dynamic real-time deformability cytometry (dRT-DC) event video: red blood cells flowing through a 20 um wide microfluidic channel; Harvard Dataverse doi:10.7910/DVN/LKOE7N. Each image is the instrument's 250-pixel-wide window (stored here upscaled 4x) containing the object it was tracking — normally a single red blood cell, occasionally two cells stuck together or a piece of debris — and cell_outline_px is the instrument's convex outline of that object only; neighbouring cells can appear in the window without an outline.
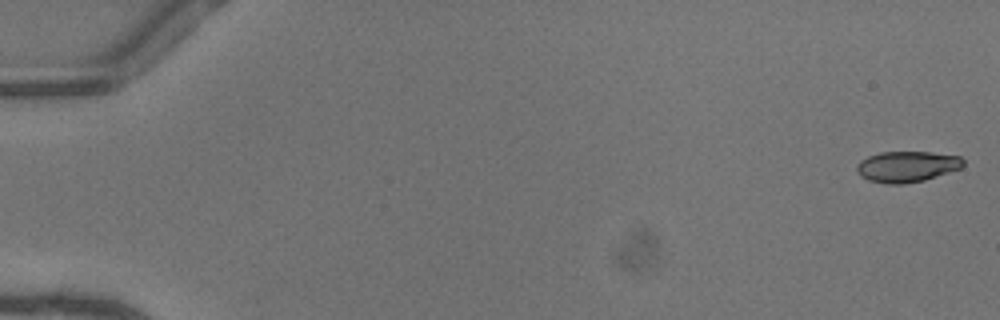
{"species": "common noctule bat (a hibernating species)", "species_latin": "Nyctalus noctula", "temperature_condition": "warm", "stored_images_in_passage": 28, "camera_frame_rate_fps": 3000, "um_per_image_px": 0.085, "animal": {"sex": "female"}, "frame": {"image": 1, "passage_image": 1, "time_ms": 0.0, "image_size_px": [1000, 320], "cell_outline_px": [[964, 164], [960, 168], [924, 180], [904, 184], [888, 184], [868, 180], [860, 176], [856, 172], [856, 164], [860, 160], [868, 156], [880, 152], [928, 152], [960, 156], [964, 160]], "centroid_in_image_um": [77.04, 14.16], "position_along_channel_um": 8.0, "area_um2": 19.19}}
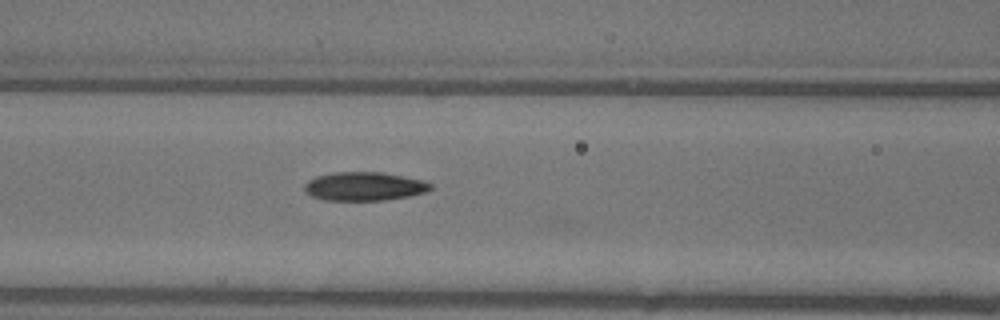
{"frame": {"image": 2, "passage_image": 23, "time_ms": 7.333, "image_size_px": [1000, 320], "cell_outline_px": [[432, 188], [428, 192], [408, 196], [384, 200], [324, 200], [312, 196], [304, 192], [304, 184], [308, 180], [316, 176], [332, 172], [384, 172], [424, 180], [432, 184]], "centroid_in_image_um": [30.96, 15.83], "position_along_channel_um": 135.6, "area_um2": 21.27}}
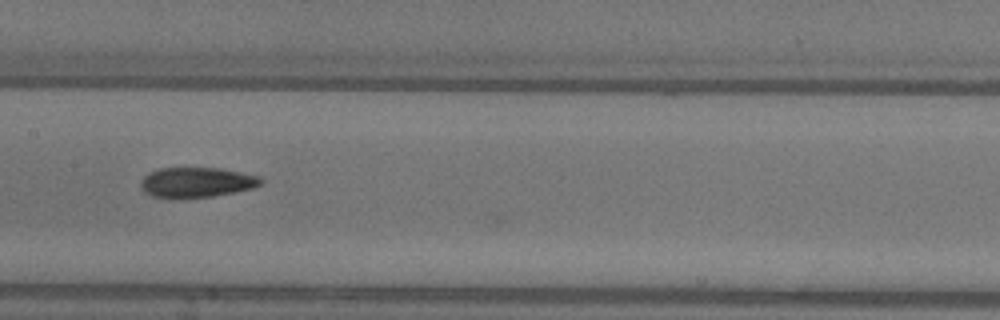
{"frame": {"image": 3, "passage_image": 27, "time_ms": 8.667, "image_size_px": [1000, 320], "cell_outline_px": [[264, 180], [260, 184], [252, 188], [212, 196], [152, 196], [140, 184], [144, 176], [160, 168], [220, 168], [260, 176]], "centroid_in_image_um": [16.78, 15.46], "position_along_channel_um": 190.6, "area_um2": 20.17}}